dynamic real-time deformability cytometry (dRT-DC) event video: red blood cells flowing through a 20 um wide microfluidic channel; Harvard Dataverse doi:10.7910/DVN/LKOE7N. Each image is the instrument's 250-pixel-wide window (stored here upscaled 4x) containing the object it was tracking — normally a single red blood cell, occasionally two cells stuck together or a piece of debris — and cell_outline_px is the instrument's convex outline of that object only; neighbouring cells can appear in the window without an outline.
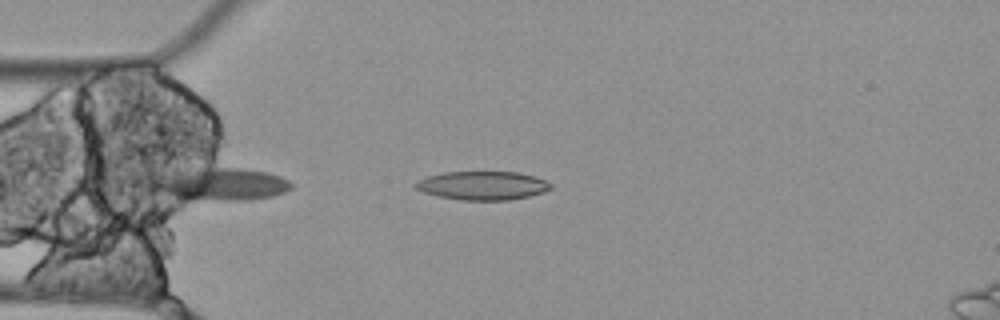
{"species": "Egyptian fruit bat (a non-hibernating species)", "species_latin": "Rousettus aegyptiacus", "temperature_condition": "cold", "stored_images_in_passage": 5, "camera_frame_rate_fps": 3000, "um_per_image_px": 0.085, "animal": {"sex": "female"}, "frame": {"image": 1, "passage_image": 5, "time_ms": 1.333, "image_size_px": [1000, 320], "cell_outline_px": [[552, 188], [544, 192], [528, 196], [508, 200], [460, 200], [436, 196], [424, 192], [416, 188], [412, 184], [428, 176], [444, 172], [516, 172], [536, 176], [552, 184]], "centroid_in_image_um": [41.02, 15.77], "position_along_channel_um": 44.0, "area_um2": 22.54}}